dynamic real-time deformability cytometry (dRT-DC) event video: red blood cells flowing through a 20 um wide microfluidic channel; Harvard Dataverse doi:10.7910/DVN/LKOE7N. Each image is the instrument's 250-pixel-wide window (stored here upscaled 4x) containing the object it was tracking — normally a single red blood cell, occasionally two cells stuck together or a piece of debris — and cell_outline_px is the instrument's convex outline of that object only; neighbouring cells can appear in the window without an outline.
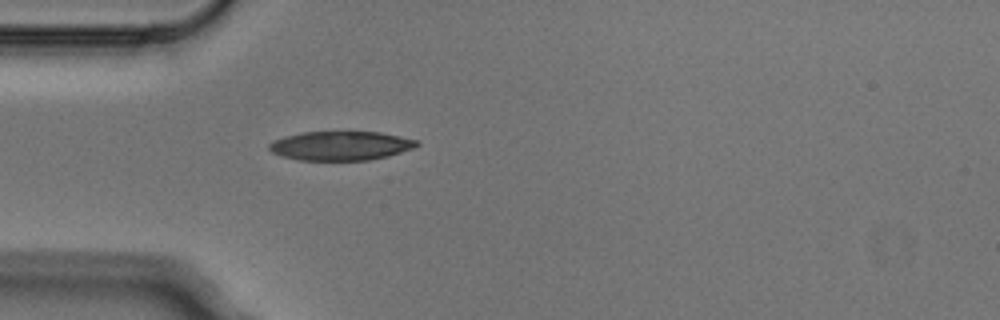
{"species": "Egyptian fruit bat (a non-hibernating species)", "species_latin": "Rousettus aegyptiacus", "temperature_condition": "cold", "stored_images_in_passage": 1, "camera_frame_rate_fps": 3000, "um_per_image_px": 0.085, "animal": {"sex": "male"}, "frame": {"image": 1, "passage_image": 1, "time_ms": 0.0, "image_size_px": [1000, 320], "cell_outline_px": [[420, 144], [412, 148], [388, 156], [368, 160], [300, 160], [280, 156], [272, 152], [268, 148], [268, 144], [272, 140], [304, 132], [380, 132], [400, 136], [416, 140]], "centroid_in_image_um": [28.93, 12.39], "position_along_channel_um": 56.1, "area_um2": 24.85}}